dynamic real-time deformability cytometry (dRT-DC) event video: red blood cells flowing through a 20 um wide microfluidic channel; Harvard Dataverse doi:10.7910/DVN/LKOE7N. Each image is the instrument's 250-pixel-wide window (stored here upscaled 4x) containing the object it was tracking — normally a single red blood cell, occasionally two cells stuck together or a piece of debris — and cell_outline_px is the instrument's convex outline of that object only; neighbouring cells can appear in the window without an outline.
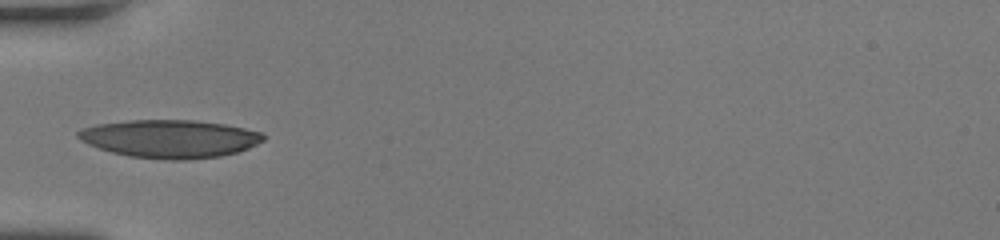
{"species": "human", "species_latin": "Homo sapiens", "temperature_condition": "room temperature", "stored_images_in_passage": 33, "camera_frame_rate_fps": 3000, "um_per_image_px": 0.085, "donor": {"sex": "female"}, "frame": {"image": 1, "passage_image": 1, "time_ms": 0.0, "image_size_px": [1000, 240], "cell_outline_px": [[264, 140], [248, 148], [236, 152], [220, 156], [192, 160], [164, 160], [128, 156], [112, 152], [88, 144], [80, 140], [76, 136], [76, 132], [80, 128], [96, 124], [128, 120], [192, 120], [224, 124], [264, 132]], "centroid_in_image_um": [14.41, 11.79], "position_along_channel_um": 70.6, "area_um2": 41.33}}
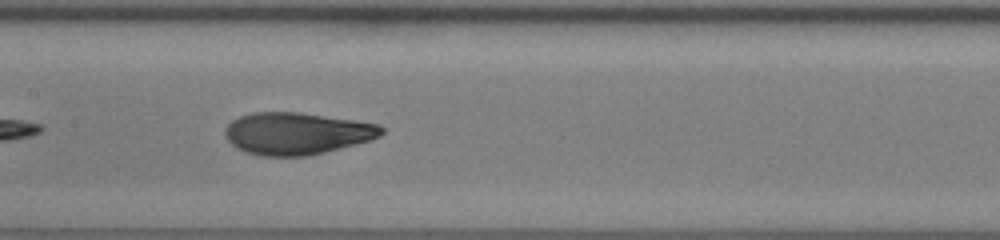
{"frame": {"image": 2, "passage_image": 9, "time_ms": 2.667, "image_size_px": [1000, 240], "cell_outline_px": [[384, 132], [380, 136], [356, 144], [324, 152], [304, 156], [264, 156], [248, 152], [236, 148], [228, 140], [224, 132], [224, 128], [232, 120], [240, 116], [252, 112], [296, 112], [380, 124], [384, 128]], "centroid_in_image_um": [25.2, 11.34], "position_along_channel_um": 182.2, "area_um2": 38.03}}
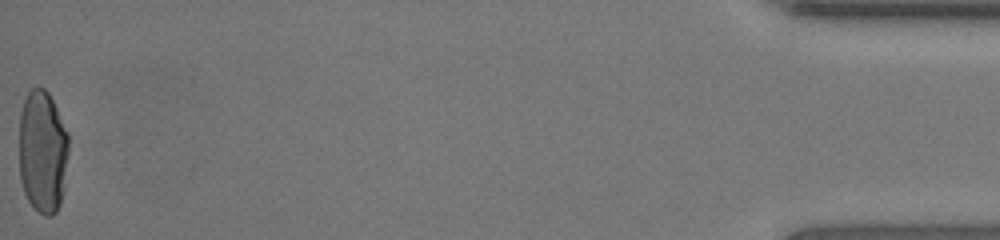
{"frame": {"image": 3, "passage_image": 33, "time_ms": 10.667, "image_size_px": [1000, 240], "cell_outline_px": [[68, 156], [64, 188], [60, 204], [56, 212], [52, 216], [44, 216], [28, 200], [24, 192], [20, 180], [20, 112], [24, 100], [28, 92], [32, 88], [44, 88], [48, 92], [68, 132]], "centroid_in_image_um": [3.63, 12.9], "position_along_channel_um": 431.6, "area_um2": 35.55}, "authors_computed_cell_mechanics": {"area_um2": 37.859, "velocity_mm_per_s": 4.2711, "shape_relaxation_time_tau1_ms": 6.9777, "shape_relaxation_time_tau2_ms": 0.6963, "deformation_change_tau1": 0.2626, "deformation_change_tau2": 0.0596}}